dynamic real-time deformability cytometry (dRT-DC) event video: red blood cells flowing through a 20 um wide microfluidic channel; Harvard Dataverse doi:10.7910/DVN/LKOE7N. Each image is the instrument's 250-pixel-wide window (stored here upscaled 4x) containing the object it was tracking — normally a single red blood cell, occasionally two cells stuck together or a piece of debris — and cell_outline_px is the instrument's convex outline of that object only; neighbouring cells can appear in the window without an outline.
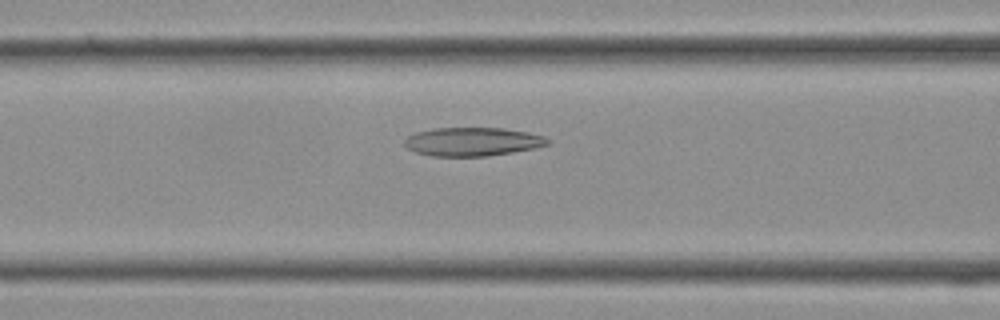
{"species": "Egyptian fruit bat (a non-hibernating species)", "species_latin": "Rousettus aegyptiacus", "temperature_condition": "cold", "stored_images_in_passage": 30, "camera_frame_rate_fps": 3000, "um_per_image_px": 0.085, "frame": {"image": 1, "passage_image": 8, "time_ms": 2.333, "image_size_px": [1000, 320], "cell_outline_px": [[552, 144], [536, 148], [488, 156], [432, 156], [416, 152], [408, 148], [404, 144], [404, 140], [408, 136], [416, 132], [432, 128], [504, 128], [528, 132], [544, 136], [552, 140]], "centroid_in_image_um": [40.22, 12.04], "position_along_channel_um": 126.4, "area_um2": 24.04}}
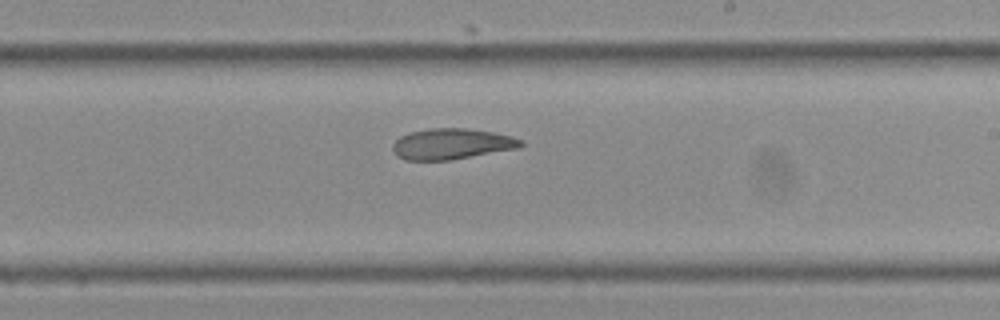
{"frame": {"image": 2, "passage_image": 15, "time_ms": 4.667, "image_size_px": [1000, 320], "cell_outline_px": [[524, 144], [520, 148], [452, 160], [404, 160], [396, 156], [392, 148], [392, 144], [400, 136], [408, 132], [432, 128], [464, 128], [492, 132], [512, 136], [524, 140]], "centroid_in_image_um": [38.4, 12.24], "position_along_channel_um": 250.6, "area_um2": 23.29}}
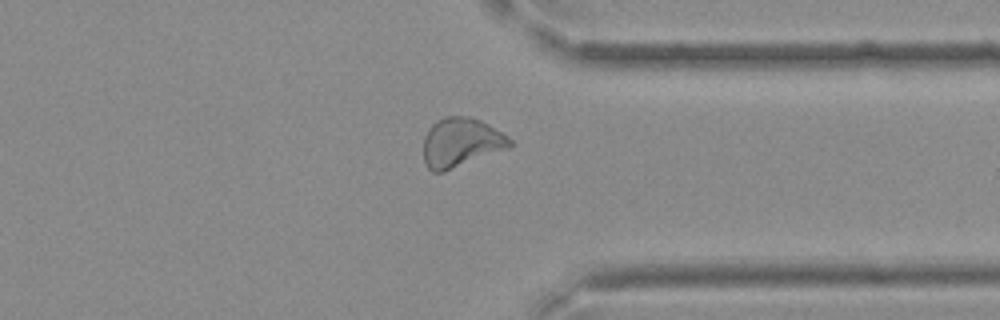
{"frame": {"image": 3, "passage_image": 22, "time_ms": 7.0, "image_size_px": [1000, 320], "cell_outline_px": [[512, 148], [444, 172], [432, 172], [424, 164], [424, 136], [428, 128], [436, 120], [444, 116], [468, 116], [480, 120], [488, 124], [508, 136], [512, 140]], "centroid_in_image_um": [39.2, 12.12], "position_along_channel_um": 372.2, "area_um2": 25.26}}